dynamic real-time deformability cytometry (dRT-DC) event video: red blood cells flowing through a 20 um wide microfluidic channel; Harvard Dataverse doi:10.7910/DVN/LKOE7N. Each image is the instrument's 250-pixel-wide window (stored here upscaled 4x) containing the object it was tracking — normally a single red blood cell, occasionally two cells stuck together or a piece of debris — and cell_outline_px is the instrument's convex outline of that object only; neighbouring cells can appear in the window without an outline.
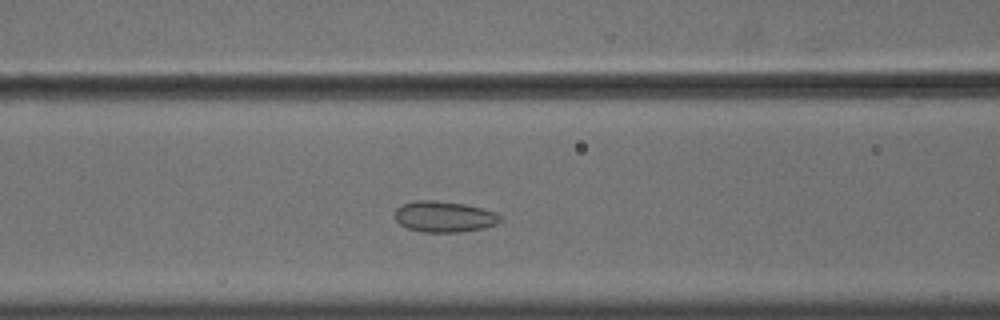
{"species": "common noctule bat (a hibernating species)", "species_latin": "Nyctalus noctula", "temperature_condition": "cold", "stored_images_in_passage": 35, "camera_frame_rate_fps": 3000, "um_per_image_px": 0.085, "animal": {"sex": "male", "body_mass_g": 18.8}, "frame": {"image": 1, "passage_image": 9, "time_ms": 2.667, "image_size_px": [1000, 320], "cell_outline_px": [[500, 220], [496, 224], [484, 228], [460, 232], [424, 232], [408, 228], [400, 224], [396, 220], [396, 208], [404, 204], [416, 200], [432, 200], [464, 204], [496, 212], [500, 216]], "centroid_in_image_um": [37.76, 18.42], "position_along_channel_um": 128.8, "area_um2": 18.79}}
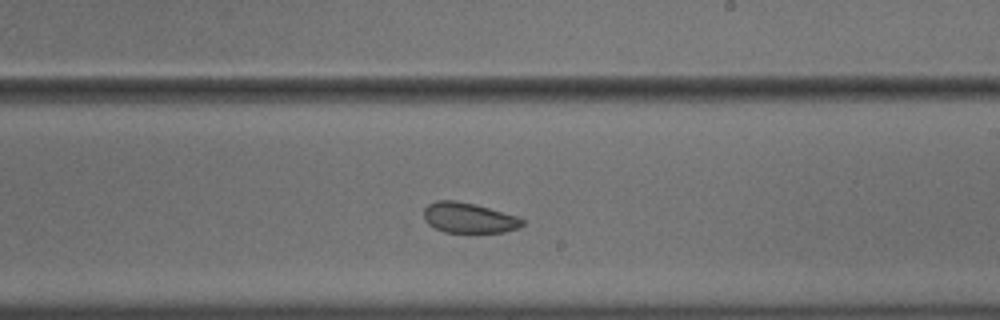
{"frame": {"image": 2, "passage_image": 19, "time_ms": 6.0, "image_size_px": [1000, 320], "cell_outline_px": [[524, 224], [520, 228], [504, 232], [444, 232], [428, 224], [424, 220], [424, 208], [428, 204], [436, 200], [456, 200], [476, 204], [516, 216], [524, 220]], "centroid_in_image_um": [39.83, 18.51], "position_along_channel_um": 249.2, "area_um2": 17.46}}
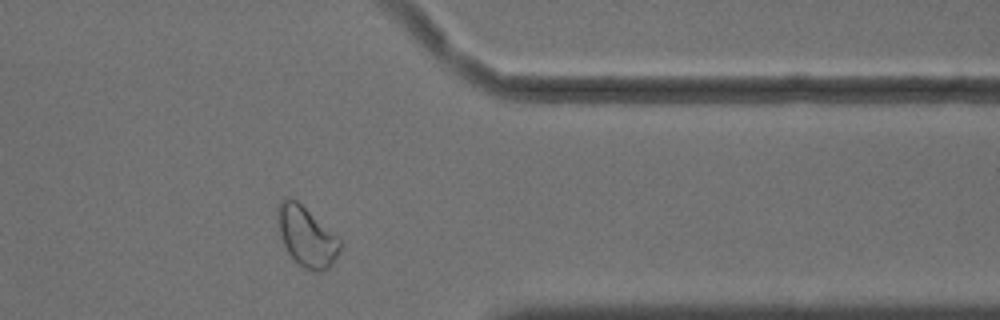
{"frame": {"image": 3, "passage_image": 31, "time_ms": 10.0, "image_size_px": [1000, 320], "cell_outline_px": [[340, 248], [332, 264], [324, 272], [312, 272], [304, 268], [288, 252], [280, 236], [276, 220], [276, 208], [280, 200], [284, 196], [288, 196], [296, 200], [340, 240]], "centroid_in_image_um": [25.99, 20.09], "position_along_channel_um": 385.4, "area_um2": 21.56}, "authors_computed_cell_mechanics": {"area_um2": 18.9584, "velocity_mm_per_s": 3.6144, "shape_relaxation_time_tau1_ms": null, "shape_relaxation_time_tau2_ms": 2.0862, "deformation_change_tau1": null, "deformation_change_tau2": 0.0663}}